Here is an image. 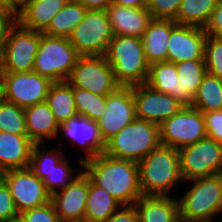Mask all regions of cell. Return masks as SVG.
<instances>
[{
    "label": "cell",
    "mask_w": 222,
    "mask_h": 222,
    "mask_svg": "<svg viewBox=\"0 0 222 222\" xmlns=\"http://www.w3.org/2000/svg\"><path fill=\"white\" fill-rule=\"evenodd\" d=\"M19 216L8 185L0 180V221L10 220Z\"/></svg>",
    "instance_id": "cell-39"
},
{
    "label": "cell",
    "mask_w": 222,
    "mask_h": 222,
    "mask_svg": "<svg viewBox=\"0 0 222 222\" xmlns=\"http://www.w3.org/2000/svg\"><path fill=\"white\" fill-rule=\"evenodd\" d=\"M3 180L10 189L19 214L27 209L45 205L51 200L42 180L29 168L5 171Z\"/></svg>",
    "instance_id": "cell-14"
},
{
    "label": "cell",
    "mask_w": 222,
    "mask_h": 222,
    "mask_svg": "<svg viewBox=\"0 0 222 222\" xmlns=\"http://www.w3.org/2000/svg\"><path fill=\"white\" fill-rule=\"evenodd\" d=\"M58 130L64 132V137L70 138L73 142L72 146L78 144L80 149L86 151V157L80 158L81 167H83V162L105 153L106 143L96 121L77 114L60 124Z\"/></svg>",
    "instance_id": "cell-17"
},
{
    "label": "cell",
    "mask_w": 222,
    "mask_h": 222,
    "mask_svg": "<svg viewBox=\"0 0 222 222\" xmlns=\"http://www.w3.org/2000/svg\"><path fill=\"white\" fill-rule=\"evenodd\" d=\"M202 113L205 120L207 137L222 144V110Z\"/></svg>",
    "instance_id": "cell-40"
},
{
    "label": "cell",
    "mask_w": 222,
    "mask_h": 222,
    "mask_svg": "<svg viewBox=\"0 0 222 222\" xmlns=\"http://www.w3.org/2000/svg\"><path fill=\"white\" fill-rule=\"evenodd\" d=\"M19 217L23 222H59V217L55 212L52 202H48L40 207H35L22 211Z\"/></svg>",
    "instance_id": "cell-38"
},
{
    "label": "cell",
    "mask_w": 222,
    "mask_h": 222,
    "mask_svg": "<svg viewBox=\"0 0 222 222\" xmlns=\"http://www.w3.org/2000/svg\"><path fill=\"white\" fill-rule=\"evenodd\" d=\"M79 57L69 38L52 37L40 32L33 72L52 82L66 81Z\"/></svg>",
    "instance_id": "cell-7"
},
{
    "label": "cell",
    "mask_w": 222,
    "mask_h": 222,
    "mask_svg": "<svg viewBox=\"0 0 222 222\" xmlns=\"http://www.w3.org/2000/svg\"><path fill=\"white\" fill-rule=\"evenodd\" d=\"M177 25L172 19H153L142 39L145 57L149 64L167 61L168 40Z\"/></svg>",
    "instance_id": "cell-23"
},
{
    "label": "cell",
    "mask_w": 222,
    "mask_h": 222,
    "mask_svg": "<svg viewBox=\"0 0 222 222\" xmlns=\"http://www.w3.org/2000/svg\"><path fill=\"white\" fill-rule=\"evenodd\" d=\"M104 56L121 86L146 83L150 64L146 60L141 38L114 35Z\"/></svg>",
    "instance_id": "cell-3"
},
{
    "label": "cell",
    "mask_w": 222,
    "mask_h": 222,
    "mask_svg": "<svg viewBox=\"0 0 222 222\" xmlns=\"http://www.w3.org/2000/svg\"><path fill=\"white\" fill-rule=\"evenodd\" d=\"M0 12L10 15L14 20L18 15V10L9 2V0H0Z\"/></svg>",
    "instance_id": "cell-46"
},
{
    "label": "cell",
    "mask_w": 222,
    "mask_h": 222,
    "mask_svg": "<svg viewBox=\"0 0 222 222\" xmlns=\"http://www.w3.org/2000/svg\"><path fill=\"white\" fill-rule=\"evenodd\" d=\"M13 22L14 19L10 15L0 12V46L3 44L8 27Z\"/></svg>",
    "instance_id": "cell-44"
},
{
    "label": "cell",
    "mask_w": 222,
    "mask_h": 222,
    "mask_svg": "<svg viewBox=\"0 0 222 222\" xmlns=\"http://www.w3.org/2000/svg\"><path fill=\"white\" fill-rule=\"evenodd\" d=\"M148 1L149 0H113V3L130 8H144L148 6Z\"/></svg>",
    "instance_id": "cell-45"
},
{
    "label": "cell",
    "mask_w": 222,
    "mask_h": 222,
    "mask_svg": "<svg viewBox=\"0 0 222 222\" xmlns=\"http://www.w3.org/2000/svg\"><path fill=\"white\" fill-rule=\"evenodd\" d=\"M175 64L179 81V101L184 105H191L199 85L207 74L205 60H187Z\"/></svg>",
    "instance_id": "cell-25"
},
{
    "label": "cell",
    "mask_w": 222,
    "mask_h": 222,
    "mask_svg": "<svg viewBox=\"0 0 222 222\" xmlns=\"http://www.w3.org/2000/svg\"><path fill=\"white\" fill-rule=\"evenodd\" d=\"M27 136L34 143H44V138H57L59 124L48 104L38 103L24 108Z\"/></svg>",
    "instance_id": "cell-24"
},
{
    "label": "cell",
    "mask_w": 222,
    "mask_h": 222,
    "mask_svg": "<svg viewBox=\"0 0 222 222\" xmlns=\"http://www.w3.org/2000/svg\"><path fill=\"white\" fill-rule=\"evenodd\" d=\"M29 0H9V2L17 9H21Z\"/></svg>",
    "instance_id": "cell-47"
},
{
    "label": "cell",
    "mask_w": 222,
    "mask_h": 222,
    "mask_svg": "<svg viewBox=\"0 0 222 222\" xmlns=\"http://www.w3.org/2000/svg\"><path fill=\"white\" fill-rule=\"evenodd\" d=\"M135 118L132 86H121L117 91L107 95L104 115L97 122L104 142L107 143Z\"/></svg>",
    "instance_id": "cell-15"
},
{
    "label": "cell",
    "mask_w": 222,
    "mask_h": 222,
    "mask_svg": "<svg viewBox=\"0 0 222 222\" xmlns=\"http://www.w3.org/2000/svg\"><path fill=\"white\" fill-rule=\"evenodd\" d=\"M87 195L88 176L80 171L65 189L51 195L59 220L84 222Z\"/></svg>",
    "instance_id": "cell-18"
},
{
    "label": "cell",
    "mask_w": 222,
    "mask_h": 222,
    "mask_svg": "<svg viewBox=\"0 0 222 222\" xmlns=\"http://www.w3.org/2000/svg\"><path fill=\"white\" fill-rule=\"evenodd\" d=\"M73 96L78 115L96 122L104 115L106 96L97 95L78 87H73Z\"/></svg>",
    "instance_id": "cell-33"
},
{
    "label": "cell",
    "mask_w": 222,
    "mask_h": 222,
    "mask_svg": "<svg viewBox=\"0 0 222 222\" xmlns=\"http://www.w3.org/2000/svg\"><path fill=\"white\" fill-rule=\"evenodd\" d=\"M42 146H44L43 143H34L28 166L30 170H50L66 157L58 147L46 153L45 148L41 149Z\"/></svg>",
    "instance_id": "cell-35"
},
{
    "label": "cell",
    "mask_w": 222,
    "mask_h": 222,
    "mask_svg": "<svg viewBox=\"0 0 222 222\" xmlns=\"http://www.w3.org/2000/svg\"><path fill=\"white\" fill-rule=\"evenodd\" d=\"M183 0H149L147 9L153 19H172L177 17Z\"/></svg>",
    "instance_id": "cell-37"
},
{
    "label": "cell",
    "mask_w": 222,
    "mask_h": 222,
    "mask_svg": "<svg viewBox=\"0 0 222 222\" xmlns=\"http://www.w3.org/2000/svg\"><path fill=\"white\" fill-rule=\"evenodd\" d=\"M64 157L54 168L50 170H31L42 182L46 191L53 195L59 190L65 189L78 175L73 174V169L68 165ZM57 188V189H56Z\"/></svg>",
    "instance_id": "cell-32"
},
{
    "label": "cell",
    "mask_w": 222,
    "mask_h": 222,
    "mask_svg": "<svg viewBox=\"0 0 222 222\" xmlns=\"http://www.w3.org/2000/svg\"><path fill=\"white\" fill-rule=\"evenodd\" d=\"M84 173L121 205H134L142 196L138 163L105 153L83 162Z\"/></svg>",
    "instance_id": "cell-1"
},
{
    "label": "cell",
    "mask_w": 222,
    "mask_h": 222,
    "mask_svg": "<svg viewBox=\"0 0 222 222\" xmlns=\"http://www.w3.org/2000/svg\"><path fill=\"white\" fill-rule=\"evenodd\" d=\"M46 103L59 125L77 115L73 86L67 80L52 83Z\"/></svg>",
    "instance_id": "cell-28"
},
{
    "label": "cell",
    "mask_w": 222,
    "mask_h": 222,
    "mask_svg": "<svg viewBox=\"0 0 222 222\" xmlns=\"http://www.w3.org/2000/svg\"><path fill=\"white\" fill-rule=\"evenodd\" d=\"M160 142L181 149L207 137L203 113L191 105L183 108L159 126Z\"/></svg>",
    "instance_id": "cell-12"
},
{
    "label": "cell",
    "mask_w": 222,
    "mask_h": 222,
    "mask_svg": "<svg viewBox=\"0 0 222 222\" xmlns=\"http://www.w3.org/2000/svg\"><path fill=\"white\" fill-rule=\"evenodd\" d=\"M205 28L177 24L168 40L167 61L179 63L187 60L204 59Z\"/></svg>",
    "instance_id": "cell-16"
},
{
    "label": "cell",
    "mask_w": 222,
    "mask_h": 222,
    "mask_svg": "<svg viewBox=\"0 0 222 222\" xmlns=\"http://www.w3.org/2000/svg\"><path fill=\"white\" fill-rule=\"evenodd\" d=\"M0 131L10 134L27 135L25 110L0 97Z\"/></svg>",
    "instance_id": "cell-34"
},
{
    "label": "cell",
    "mask_w": 222,
    "mask_h": 222,
    "mask_svg": "<svg viewBox=\"0 0 222 222\" xmlns=\"http://www.w3.org/2000/svg\"><path fill=\"white\" fill-rule=\"evenodd\" d=\"M146 84L179 100V81L175 63L163 61L150 64Z\"/></svg>",
    "instance_id": "cell-29"
},
{
    "label": "cell",
    "mask_w": 222,
    "mask_h": 222,
    "mask_svg": "<svg viewBox=\"0 0 222 222\" xmlns=\"http://www.w3.org/2000/svg\"><path fill=\"white\" fill-rule=\"evenodd\" d=\"M134 206L139 222H180L178 200L170 196H141Z\"/></svg>",
    "instance_id": "cell-22"
},
{
    "label": "cell",
    "mask_w": 222,
    "mask_h": 222,
    "mask_svg": "<svg viewBox=\"0 0 222 222\" xmlns=\"http://www.w3.org/2000/svg\"><path fill=\"white\" fill-rule=\"evenodd\" d=\"M87 10H105L113 0H78Z\"/></svg>",
    "instance_id": "cell-43"
},
{
    "label": "cell",
    "mask_w": 222,
    "mask_h": 222,
    "mask_svg": "<svg viewBox=\"0 0 222 222\" xmlns=\"http://www.w3.org/2000/svg\"><path fill=\"white\" fill-rule=\"evenodd\" d=\"M59 222H78V221H59Z\"/></svg>",
    "instance_id": "cell-50"
},
{
    "label": "cell",
    "mask_w": 222,
    "mask_h": 222,
    "mask_svg": "<svg viewBox=\"0 0 222 222\" xmlns=\"http://www.w3.org/2000/svg\"><path fill=\"white\" fill-rule=\"evenodd\" d=\"M193 186L178 199L181 222H212L222 212V174L189 180Z\"/></svg>",
    "instance_id": "cell-4"
},
{
    "label": "cell",
    "mask_w": 222,
    "mask_h": 222,
    "mask_svg": "<svg viewBox=\"0 0 222 222\" xmlns=\"http://www.w3.org/2000/svg\"><path fill=\"white\" fill-rule=\"evenodd\" d=\"M183 180L222 174V144L205 137L178 150Z\"/></svg>",
    "instance_id": "cell-9"
},
{
    "label": "cell",
    "mask_w": 222,
    "mask_h": 222,
    "mask_svg": "<svg viewBox=\"0 0 222 222\" xmlns=\"http://www.w3.org/2000/svg\"><path fill=\"white\" fill-rule=\"evenodd\" d=\"M0 222H23L22 219L18 216L16 218L10 219V220H4Z\"/></svg>",
    "instance_id": "cell-48"
},
{
    "label": "cell",
    "mask_w": 222,
    "mask_h": 222,
    "mask_svg": "<svg viewBox=\"0 0 222 222\" xmlns=\"http://www.w3.org/2000/svg\"><path fill=\"white\" fill-rule=\"evenodd\" d=\"M135 116L160 126L184 106L169 94L154 90L146 83L132 86Z\"/></svg>",
    "instance_id": "cell-13"
},
{
    "label": "cell",
    "mask_w": 222,
    "mask_h": 222,
    "mask_svg": "<svg viewBox=\"0 0 222 222\" xmlns=\"http://www.w3.org/2000/svg\"><path fill=\"white\" fill-rule=\"evenodd\" d=\"M39 44L40 32L26 29L14 20L0 46L1 73L33 71Z\"/></svg>",
    "instance_id": "cell-6"
},
{
    "label": "cell",
    "mask_w": 222,
    "mask_h": 222,
    "mask_svg": "<svg viewBox=\"0 0 222 222\" xmlns=\"http://www.w3.org/2000/svg\"><path fill=\"white\" fill-rule=\"evenodd\" d=\"M204 60L207 73L222 80V38L207 34Z\"/></svg>",
    "instance_id": "cell-36"
},
{
    "label": "cell",
    "mask_w": 222,
    "mask_h": 222,
    "mask_svg": "<svg viewBox=\"0 0 222 222\" xmlns=\"http://www.w3.org/2000/svg\"><path fill=\"white\" fill-rule=\"evenodd\" d=\"M69 0H29L18 10L16 21L24 28L43 32Z\"/></svg>",
    "instance_id": "cell-21"
},
{
    "label": "cell",
    "mask_w": 222,
    "mask_h": 222,
    "mask_svg": "<svg viewBox=\"0 0 222 222\" xmlns=\"http://www.w3.org/2000/svg\"><path fill=\"white\" fill-rule=\"evenodd\" d=\"M191 106L201 112L222 110V80L207 73L193 97Z\"/></svg>",
    "instance_id": "cell-31"
},
{
    "label": "cell",
    "mask_w": 222,
    "mask_h": 222,
    "mask_svg": "<svg viewBox=\"0 0 222 222\" xmlns=\"http://www.w3.org/2000/svg\"><path fill=\"white\" fill-rule=\"evenodd\" d=\"M121 204L88 177L84 222H106Z\"/></svg>",
    "instance_id": "cell-26"
},
{
    "label": "cell",
    "mask_w": 222,
    "mask_h": 222,
    "mask_svg": "<svg viewBox=\"0 0 222 222\" xmlns=\"http://www.w3.org/2000/svg\"><path fill=\"white\" fill-rule=\"evenodd\" d=\"M205 31L208 35L222 38V0L218 1Z\"/></svg>",
    "instance_id": "cell-42"
},
{
    "label": "cell",
    "mask_w": 222,
    "mask_h": 222,
    "mask_svg": "<svg viewBox=\"0 0 222 222\" xmlns=\"http://www.w3.org/2000/svg\"><path fill=\"white\" fill-rule=\"evenodd\" d=\"M106 222H139L134 205H121Z\"/></svg>",
    "instance_id": "cell-41"
},
{
    "label": "cell",
    "mask_w": 222,
    "mask_h": 222,
    "mask_svg": "<svg viewBox=\"0 0 222 222\" xmlns=\"http://www.w3.org/2000/svg\"><path fill=\"white\" fill-rule=\"evenodd\" d=\"M142 196H169L174 185L183 182L177 149L160 144L139 163Z\"/></svg>",
    "instance_id": "cell-2"
},
{
    "label": "cell",
    "mask_w": 222,
    "mask_h": 222,
    "mask_svg": "<svg viewBox=\"0 0 222 222\" xmlns=\"http://www.w3.org/2000/svg\"><path fill=\"white\" fill-rule=\"evenodd\" d=\"M33 145L27 135L0 131V166L4 172L28 168Z\"/></svg>",
    "instance_id": "cell-20"
},
{
    "label": "cell",
    "mask_w": 222,
    "mask_h": 222,
    "mask_svg": "<svg viewBox=\"0 0 222 222\" xmlns=\"http://www.w3.org/2000/svg\"><path fill=\"white\" fill-rule=\"evenodd\" d=\"M87 9L78 0H69L42 32L52 37L69 38L73 29L84 19Z\"/></svg>",
    "instance_id": "cell-27"
},
{
    "label": "cell",
    "mask_w": 222,
    "mask_h": 222,
    "mask_svg": "<svg viewBox=\"0 0 222 222\" xmlns=\"http://www.w3.org/2000/svg\"><path fill=\"white\" fill-rule=\"evenodd\" d=\"M160 144L159 126L136 117L106 143L105 154L139 163Z\"/></svg>",
    "instance_id": "cell-5"
},
{
    "label": "cell",
    "mask_w": 222,
    "mask_h": 222,
    "mask_svg": "<svg viewBox=\"0 0 222 222\" xmlns=\"http://www.w3.org/2000/svg\"><path fill=\"white\" fill-rule=\"evenodd\" d=\"M106 10H87L69 40L80 56L104 55L113 38Z\"/></svg>",
    "instance_id": "cell-8"
},
{
    "label": "cell",
    "mask_w": 222,
    "mask_h": 222,
    "mask_svg": "<svg viewBox=\"0 0 222 222\" xmlns=\"http://www.w3.org/2000/svg\"><path fill=\"white\" fill-rule=\"evenodd\" d=\"M219 0H183L174 21L179 25L205 28Z\"/></svg>",
    "instance_id": "cell-30"
},
{
    "label": "cell",
    "mask_w": 222,
    "mask_h": 222,
    "mask_svg": "<svg viewBox=\"0 0 222 222\" xmlns=\"http://www.w3.org/2000/svg\"><path fill=\"white\" fill-rule=\"evenodd\" d=\"M105 10L111 23L113 35L142 38L153 20L147 7L130 8L113 3Z\"/></svg>",
    "instance_id": "cell-19"
},
{
    "label": "cell",
    "mask_w": 222,
    "mask_h": 222,
    "mask_svg": "<svg viewBox=\"0 0 222 222\" xmlns=\"http://www.w3.org/2000/svg\"><path fill=\"white\" fill-rule=\"evenodd\" d=\"M4 170L0 166V180H3Z\"/></svg>",
    "instance_id": "cell-49"
},
{
    "label": "cell",
    "mask_w": 222,
    "mask_h": 222,
    "mask_svg": "<svg viewBox=\"0 0 222 222\" xmlns=\"http://www.w3.org/2000/svg\"><path fill=\"white\" fill-rule=\"evenodd\" d=\"M67 81L73 87L101 96L112 94L121 87L104 55L80 56Z\"/></svg>",
    "instance_id": "cell-11"
},
{
    "label": "cell",
    "mask_w": 222,
    "mask_h": 222,
    "mask_svg": "<svg viewBox=\"0 0 222 222\" xmlns=\"http://www.w3.org/2000/svg\"><path fill=\"white\" fill-rule=\"evenodd\" d=\"M52 81L33 71L0 73V97L26 108L45 102Z\"/></svg>",
    "instance_id": "cell-10"
}]
</instances>
